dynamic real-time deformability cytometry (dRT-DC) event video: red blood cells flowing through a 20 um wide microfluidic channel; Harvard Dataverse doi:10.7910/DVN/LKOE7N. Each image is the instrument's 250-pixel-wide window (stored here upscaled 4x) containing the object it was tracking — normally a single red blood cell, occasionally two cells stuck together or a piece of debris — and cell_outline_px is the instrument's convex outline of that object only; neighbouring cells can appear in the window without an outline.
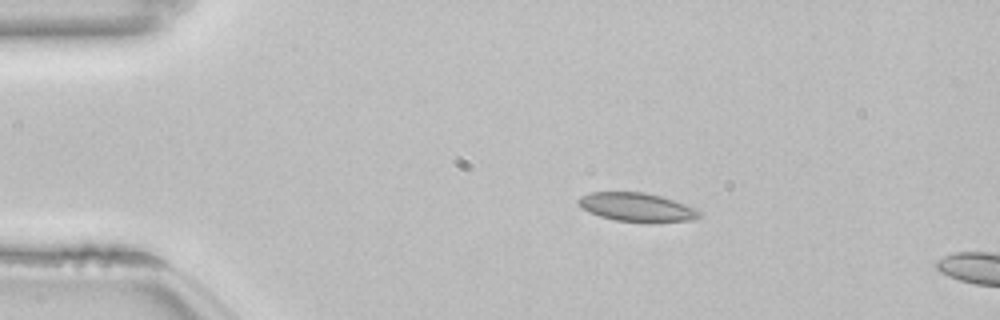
{"species": "common noctule bat (a hibernating species)", "species_latin": "Nyctalus noctula", "temperature_condition": "room temperature", "stored_images_in_passage": 5, "camera_frame_rate_fps": 3000, "um_per_image_px": 0.085, "animal": {"sex": "female", "body_mass_g": 22.7, "forearm_length_mm": 54.2}, "frame": {"image": 1, "passage_image": 1, "time_ms": 0.0, "image_size_px": [1000, 320], "cell_outline_px": [[704, 212], [700, 216], [692, 220], [616, 220], [600, 216], [588, 212], [576, 200], [580, 196], [592, 192], [644, 192], [660, 196], [684, 204]], "centroid_in_image_um": [54.09, 17.57], "position_along_channel_um": 30.9, "area_um2": 19.36}}